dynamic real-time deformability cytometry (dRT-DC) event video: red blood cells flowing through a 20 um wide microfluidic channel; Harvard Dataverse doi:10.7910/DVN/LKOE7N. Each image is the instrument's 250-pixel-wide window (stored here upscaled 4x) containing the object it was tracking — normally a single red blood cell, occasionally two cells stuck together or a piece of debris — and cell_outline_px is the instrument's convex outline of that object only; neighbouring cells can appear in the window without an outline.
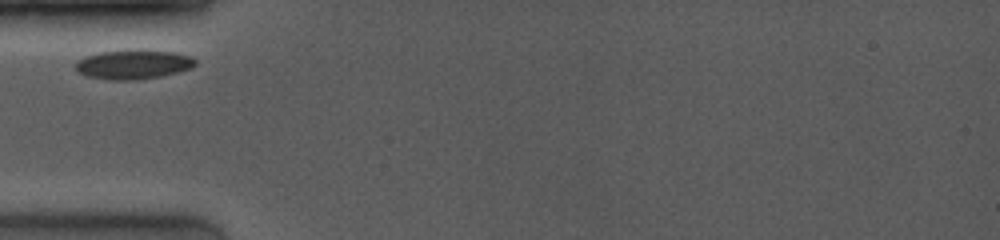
{"species": "common noctule bat (a hibernating species)", "species_latin": "Nyctalus noctula", "temperature_condition": "room temperature", "stored_images_in_passage": 3, "camera_frame_rate_fps": 4000, "um_per_image_px": 0.085, "animal": {"sex": "female", "body_mass_g": 19.0, "forearm_length_mm": 53.3}, "frame": {"image": 1, "passage_image": 1, "time_ms": 0.0, "image_size_px": [1000, 240], "cell_outline_px": [[196, 64], [192, 68], [160, 76], [132, 80], [108, 80], [88, 76], [80, 72], [76, 68], [76, 64], [84, 56], [100, 52], [124, 48], [140, 48], [172, 52], [192, 56], [196, 60]], "centroid_in_image_um": [11.35, 5.44], "position_along_channel_um": 73.6, "area_um2": 20.81}}